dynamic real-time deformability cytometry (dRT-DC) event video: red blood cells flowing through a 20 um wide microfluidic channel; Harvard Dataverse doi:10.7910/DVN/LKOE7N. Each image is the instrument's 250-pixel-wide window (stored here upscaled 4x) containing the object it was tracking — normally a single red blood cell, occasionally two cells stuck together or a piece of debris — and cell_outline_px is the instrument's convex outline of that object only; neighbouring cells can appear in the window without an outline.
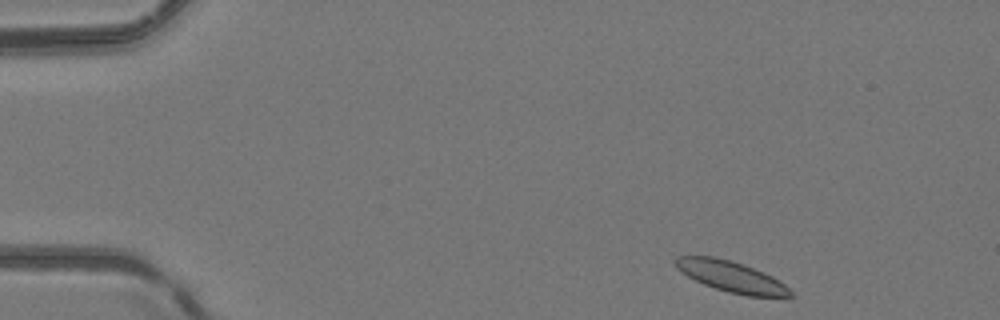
{"species": "common noctule bat (a hibernating species)", "species_latin": "Nyctalus noctula", "temperature_condition": "room temperature", "stored_images_in_passage": 49, "camera_frame_rate_fps": 3000, "um_per_image_px": 0.085, "animal": {"sex": "female", "body_mass_g": 24.6, "forearm_length_mm": 56.2}, "frame": {"image": 1, "passage_image": 2, "time_ms": 0.333, "image_size_px": [1000, 320], "cell_outline_px": [[792, 296], [788, 300], [748, 296], [728, 292], [704, 284], [680, 272], [676, 268], [672, 260], [676, 256], [716, 256], [732, 260], [744, 264], [764, 272], [772, 276], [784, 284], [792, 292]], "centroid_in_image_um": [62.21, 23.53], "position_along_channel_um": 22.8, "area_um2": 21.33}}
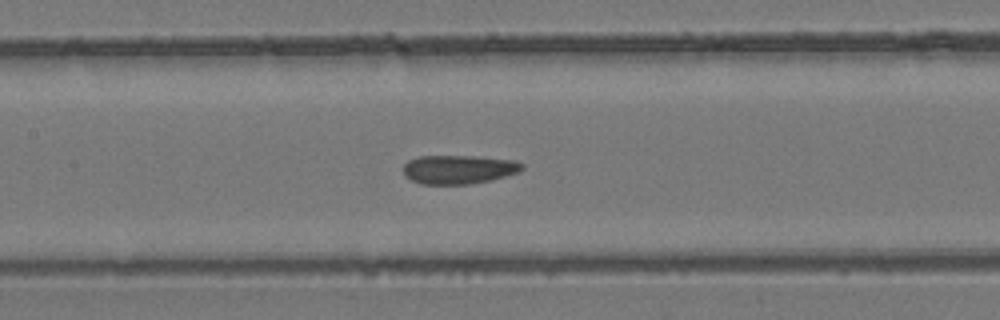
{"frame": {"image": 2, "passage_image": 22, "time_ms": 7.0, "image_size_px": [1000, 320], "cell_outline_px": [[524, 168], [520, 172], [492, 180], [468, 184], [420, 184], [412, 180], [404, 172], [404, 164], [408, 160], [420, 156], [472, 156], [516, 160], [524, 164]], "centroid_in_image_um": [39.04, 14.4], "position_along_channel_um": 168.4, "area_um2": 20.0}}
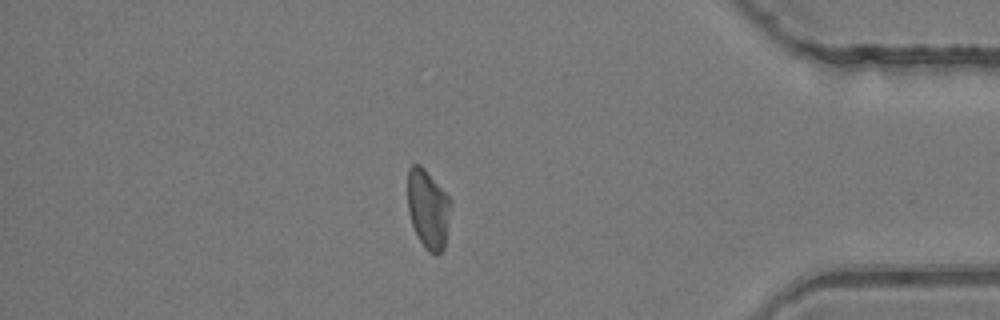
{"frame": {"image": 3, "passage_image": 42, "time_ms": 13.667, "image_size_px": [1000, 320], "cell_outline_px": [[452, 204], [444, 248], [436, 256], [428, 252], [424, 248], [412, 224], [408, 212], [408, 168], [412, 164], [420, 164], [424, 168], [452, 200]], "centroid_in_image_um": [36.4, 17.77], "position_along_channel_um": 398.8, "area_um2": 20.0}, "authors_computed_cell_mechanics": {"area_um2": 20.6346, "velocity_mm_per_s": 3.9703, "shape_relaxation_time_tau1_ms": null, "shape_relaxation_time_tau2_ms": 1.9271, "deformation_change_tau1": null, "deformation_change_tau2": 0.096}}